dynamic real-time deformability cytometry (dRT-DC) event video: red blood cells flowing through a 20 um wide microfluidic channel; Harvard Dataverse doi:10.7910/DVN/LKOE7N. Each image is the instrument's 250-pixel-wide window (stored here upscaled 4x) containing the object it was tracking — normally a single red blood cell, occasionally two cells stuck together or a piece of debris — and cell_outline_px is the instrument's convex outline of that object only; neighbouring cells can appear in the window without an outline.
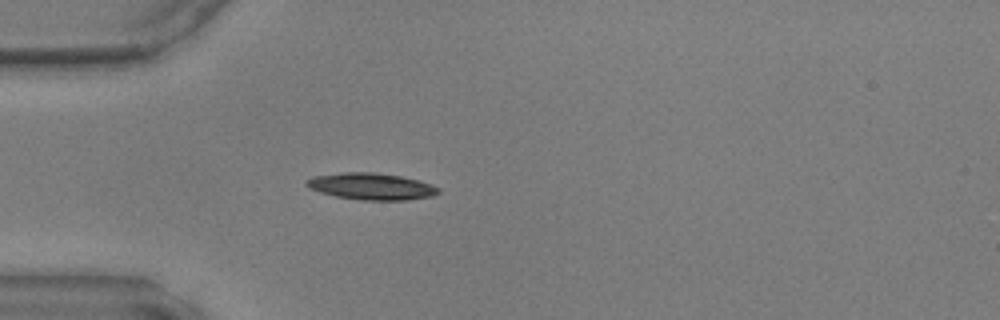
{"species": "common noctule bat (a hibernating species)", "species_latin": "Nyctalus noctula", "temperature_condition": "warm", "stored_images_in_passage": 35, "camera_frame_rate_fps": 3000, "um_per_image_px": 0.085, "animal": {"sex": "male", "body_mass_g": 17.9, "forearm_length_mm": 54.2}, "frame": {"image": 1, "passage_image": 1, "time_ms": 0.0, "image_size_px": [1000, 320], "cell_outline_px": [[440, 192], [432, 196], [408, 200], [360, 200], [336, 196], [320, 192], [308, 188], [304, 184], [312, 176], [340, 172], [372, 172], [400, 176], [420, 180], [432, 184], [440, 188]], "centroid_in_image_um": [31.57, 15.84], "position_along_channel_um": 53.4, "area_um2": 20.69}}
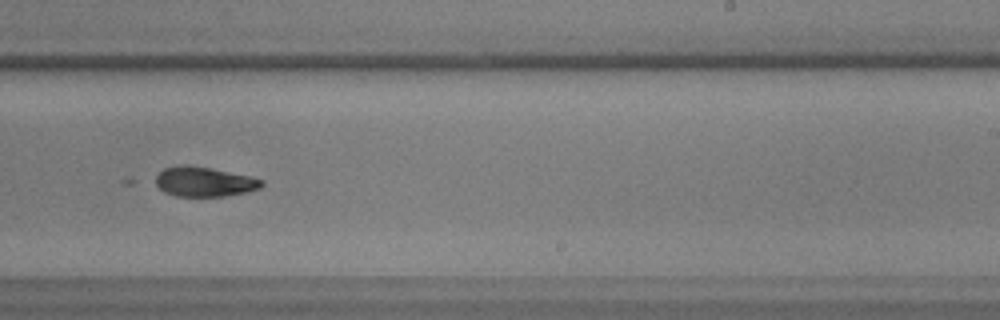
{"frame": {"image": 2, "passage_image": 17, "time_ms": 5.333, "image_size_px": [1000, 320], "cell_outline_px": [[264, 184], [260, 188], [248, 192], [224, 196], [176, 196], [164, 192], [156, 184], [156, 176], [164, 168], [184, 164], [208, 168], [248, 176], [264, 180]], "centroid_in_image_um": [17.36, 15.46], "position_along_channel_um": 271.6, "area_um2": 18.15}}
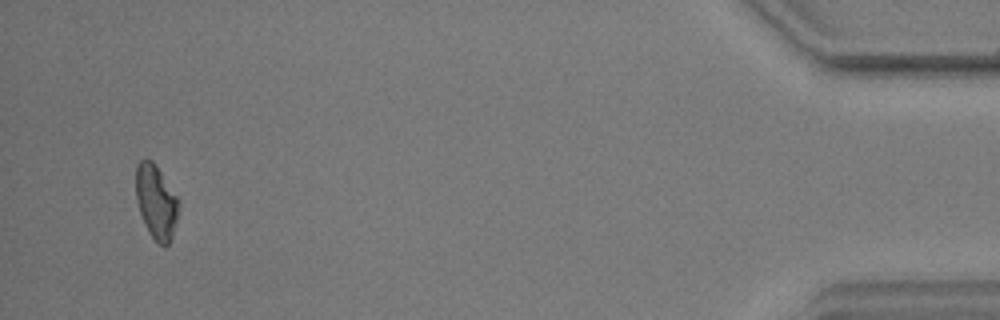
{"frame": {"image": 3, "passage_image": 33, "time_ms": 10.667, "image_size_px": [1000, 320], "cell_outline_px": [[180, 200], [176, 220], [172, 236], [168, 244], [160, 244], [148, 232], [144, 224], [140, 212], [136, 196], [136, 164], [140, 160], [152, 160], [156, 164]], "centroid_in_image_um": [13.27, 17.11], "position_along_channel_um": 421.9, "area_um2": 18.32}}